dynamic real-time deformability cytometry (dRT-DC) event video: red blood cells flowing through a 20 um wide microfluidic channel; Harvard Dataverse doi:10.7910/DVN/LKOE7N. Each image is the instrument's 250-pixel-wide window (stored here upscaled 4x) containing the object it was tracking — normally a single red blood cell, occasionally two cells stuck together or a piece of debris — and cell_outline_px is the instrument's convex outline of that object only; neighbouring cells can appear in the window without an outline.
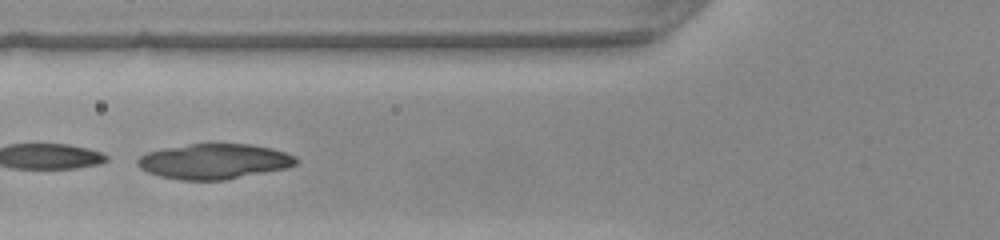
{"species": "common noctule bat (a hibernating species)", "species_latin": "Nyctalus noctula", "temperature_condition": "warm", "stored_images_in_passage": 36, "camera_frame_rate_fps": 3000, "um_per_image_px": 0.085, "animal": {"sex": "female", "body_mass_g": 22.0, "forearm_length_mm": 56.7}, "frame": {"image": 1, "passage_image": 18, "time_ms": 5.667, "image_size_px": [1000, 240], "cell_outline_px": [[300, 160], [296, 164], [288, 168], [224, 180], [180, 180], [160, 176], [148, 172], [140, 168], [136, 164], [136, 160], [144, 152], [164, 148], [188, 144], [252, 144], [272, 148], [284, 152]], "centroid_in_image_um": [18.18, 13.72], "position_along_channel_um": 107.6, "area_um2": 32.66}}